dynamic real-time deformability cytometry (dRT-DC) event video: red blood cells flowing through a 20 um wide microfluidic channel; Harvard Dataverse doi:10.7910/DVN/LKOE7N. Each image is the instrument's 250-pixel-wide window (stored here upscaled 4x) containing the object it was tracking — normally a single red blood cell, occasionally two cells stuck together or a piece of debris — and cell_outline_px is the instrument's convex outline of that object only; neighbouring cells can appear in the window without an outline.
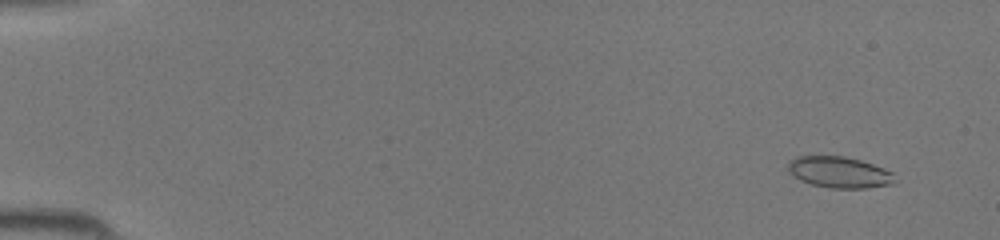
{"species": "common noctule bat (a hibernating species)", "species_latin": "Nyctalus noctula", "temperature_condition": "room temperature", "stored_images_in_passage": 45, "camera_frame_rate_fps": 3000, "um_per_image_px": 0.085, "animal": {"sex": "female", "body_mass_g": 19.5, "forearm_length_mm": 54.1}, "frame": {"image": 1, "passage_image": 4, "time_ms": 1.0, "image_size_px": [1000, 240], "cell_outline_px": [[900, 180], [892, 184], [868, 188], [832, 188], [812, 184], [800, 180], [788, 168], [788, 164], [796, 156], [844, 156], [860, 160], [884, 168], [892, 172]], "centroid_in_image_um": [71.43, 14.65], "position_along_channel_um": 13.6, "area_um2": 19.36}}
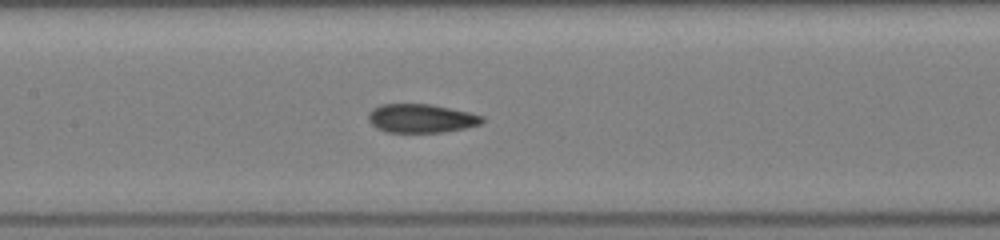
{"frame": {"image": 2, "passage_image": 23, "time_ms": 7.333, "image_size_px": [1000, 240], "cell_outline_px": [[484, 120], [480, 124], [464, 128], [444, 132], [384, 132], [376, 128], [368, 120], [368, 112], [372, 108], [380, 104], [432, 104], [468, 112], [484, 116]], "centroid_in_image_um": [35.76, 10.06], "position_along_channel_um": 171.6, "area_um2": 19.13}}
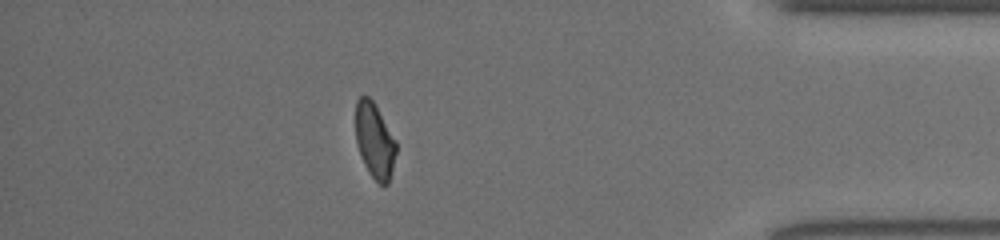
{"frame": {"image": 3, "passage_image": 40, "time_ms": 13.0, "image_size_px": [1000, 240], "cell_outline_px": [[396, 152], [388, 184], [380, 184], [368, 172], [364, 164], [356, 140], [356, 100], [360, 96], [368, 96], [372, 100], [396, 140]], "centroid_in_image_um": [31.84, 11.94], "position_along_channel_um": 403.4, "area_um2": 17.4}}